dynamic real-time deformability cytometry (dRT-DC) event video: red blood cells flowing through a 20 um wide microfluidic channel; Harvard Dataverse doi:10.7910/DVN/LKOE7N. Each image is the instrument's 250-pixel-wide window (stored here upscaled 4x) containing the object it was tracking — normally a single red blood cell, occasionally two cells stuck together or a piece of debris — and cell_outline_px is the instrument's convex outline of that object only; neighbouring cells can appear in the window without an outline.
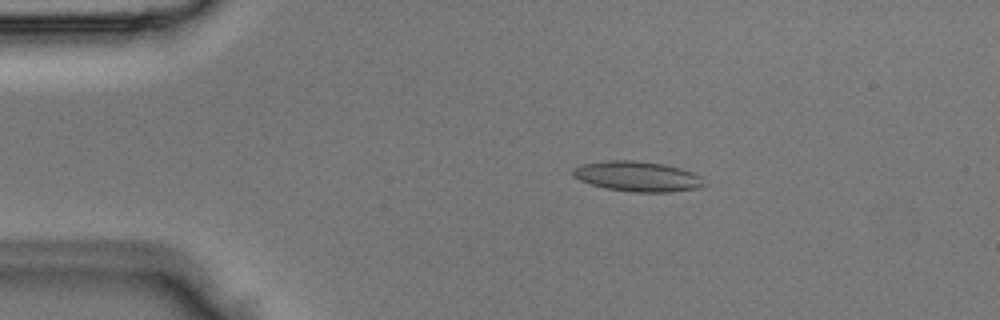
{"species": "Egyptian fruit bat (a non-hibernating species)", "species_latin": "Rousettus aegyptiacus", "temperature_condition": "room temperature", "stored_images_in_passage": 2, "camera_frame_rate_fps": 3000, "um_per_image_px": 0.085, "animal": {"sex": "male"}, "frame": {"image": 1, "passage_image": 1, "time_ms": 0.0, "image_size_px": [1000, 320], "cell_outline_px": [[708, 184], [704, 188], [668, 192], [632, 192], [604, 188], [580, 180], [572, 176], [572, 168], [584, 164], [608, 160], [632, 160], [664, 164], [680, 168], [704, 176]], "centroid_in_image_um": [54.27, 15.0], "position_along_channel_um": 30.7, "area_um2": 23.47}}